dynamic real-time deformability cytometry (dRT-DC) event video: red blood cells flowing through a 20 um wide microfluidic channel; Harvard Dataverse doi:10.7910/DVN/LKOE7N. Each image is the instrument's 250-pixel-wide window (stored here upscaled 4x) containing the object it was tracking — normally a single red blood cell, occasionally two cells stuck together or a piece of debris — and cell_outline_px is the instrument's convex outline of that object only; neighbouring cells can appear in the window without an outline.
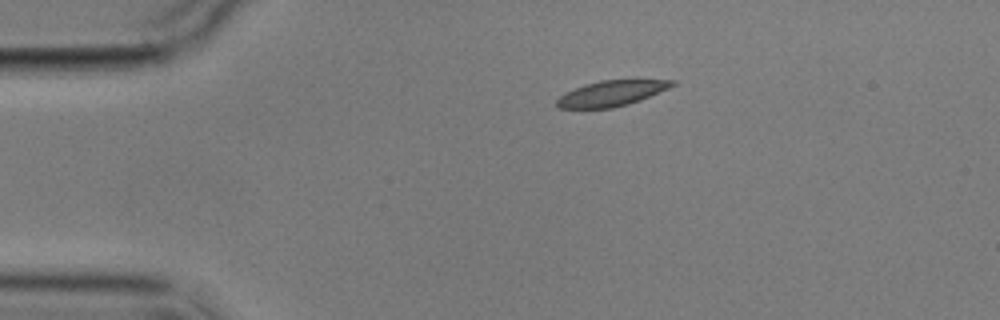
{"species": "common noctule bat (a hibernating species)", "species_latin": "Nyctalus noctula", "temperature_condition": "cold", "stored_images_in_passage": 5, "camera_frame_rate_fps": 3000, "um_per_image_px": 0.085, "animal": {"sex": "male", "body_mass_g": 17.9}, "frame": {"image": 1, "passage_image": 5, "time_ms": 5.667, "image_size_px": [1000, 320], "cell_outline_px": [[676, 84], [668, 88], [640, 100], [628, 104], [612, 108], [556, 108], [556, 100], [564, 92], [584, 84], [600, 80], [676, 80]], "centroid_in_image_um": [51.93, 7.93], "position_along_channel_um": 33.1, "area_um2": 17.11}}